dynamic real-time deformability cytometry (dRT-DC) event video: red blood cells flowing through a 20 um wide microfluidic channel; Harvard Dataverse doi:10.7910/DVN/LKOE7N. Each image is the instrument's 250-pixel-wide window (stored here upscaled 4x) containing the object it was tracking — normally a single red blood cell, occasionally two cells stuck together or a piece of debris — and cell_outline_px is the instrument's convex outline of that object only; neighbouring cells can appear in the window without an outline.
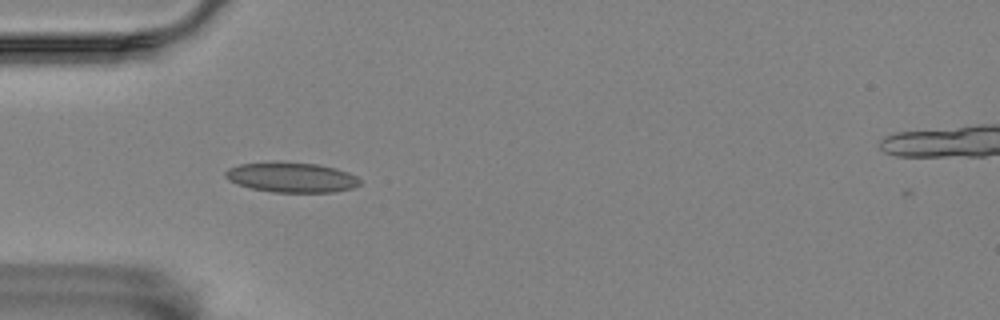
{"species": "Egyptian fruit bat (a non-hibernating species)", "species_latin": "Rousettus aegyptiacus", "temperature_condition": "room temperature", "stored_images_in_passage": 4, "camera_frame_rate_fps": 3000, "um_per_image_px": 0.085, "animal": {"sex": "female"}, "frame": {"image": 1, "passage_image": 3, "time_ms": 2.333, "image_size_px": [1000, 320], "cell_outline_px": [[360, 184], [352, 188], [336, 192], [272, 192], [252, 188], [236, 184], [228, 180], [224, 176], [224, 172], [228, 168], [240, 164], [316, 164], [336, 168], [348, 172], [356, 176], [360, 180]], "centroid_in_image_um": [24.8, 15.11], "position_along_channel_um": 60.2, "area_um2": 22.83}}
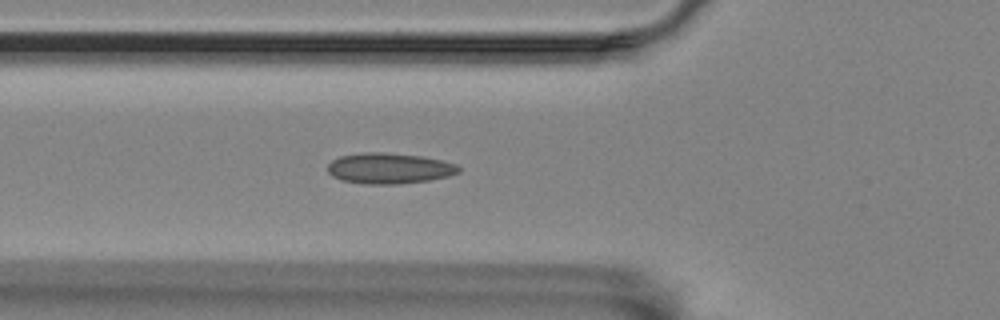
{"frame": {"image": 2, "passage_image": 4, "time_ms": 3.333, "image_size_px": [1000, 320], "cell_outline_px": [[460, 172], [448, 176], [428, 180], [400, 184], [364, 184], [340, 180], [332, 176], [328, 172], [328, 164], [332, 160], [340, 156], [364, 152], [384, 152], [420, 156], [440, 160], [456, 164], [460, 168]], "centroid_in_image_um": [33.05, 14.31], "position_along_channel_um": 92.7, "area_um2": 23.47}}